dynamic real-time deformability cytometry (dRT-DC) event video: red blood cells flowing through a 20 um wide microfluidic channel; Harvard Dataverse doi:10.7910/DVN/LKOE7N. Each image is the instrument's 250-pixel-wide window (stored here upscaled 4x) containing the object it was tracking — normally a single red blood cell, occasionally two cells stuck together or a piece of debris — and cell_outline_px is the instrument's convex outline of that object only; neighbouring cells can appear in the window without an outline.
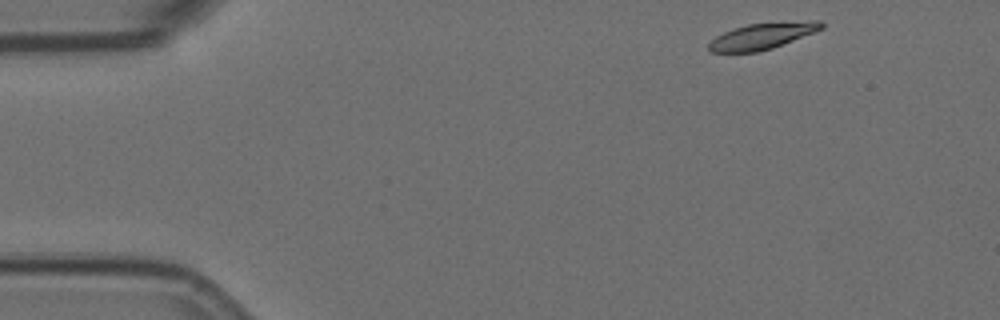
{"species": "Egyptian fruit bat (a non-hibernating species)", "species_latin": "Rousettus aegyptiacus", "temperature_condition": "room temperature", "stored_images_in_passage": 52, "camera_frame_rate_fps": 3000, "um_per_image_px": 0.085, "animal": {"sex": "female"}, "frame": {"image": 1, "passage_image": 1, "time_ms": 0.0, "image_size_px": [1000, 320], "cell_outline_px": [[824, 28], [772, 48], [756, 52], [712, 52], [708, 48], [708, 44], [716, 36], [732, 28], [748, 24], [812, 20], [820, 20], [824, 24]], "centroid_in_image_um": [64.79, 3.05], "position_along_channel_um": 20.2, "area_um2": 17.05}}
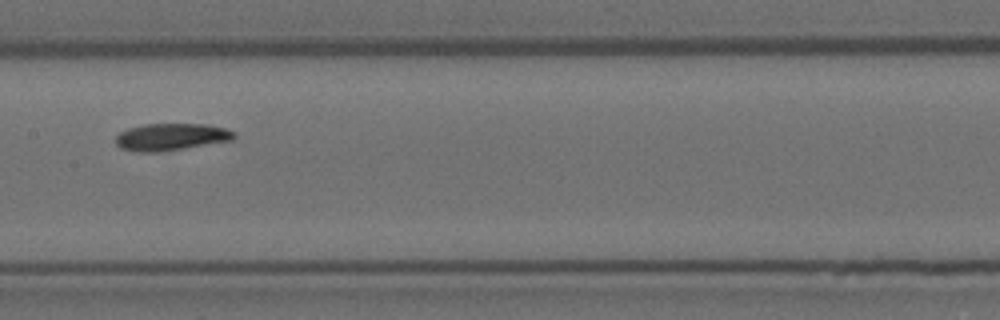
{"frame": {"image": 2, "passage_image": 23, "time_ms": 7.333, "image_size_px": [1000, 320], "cell_outline_px": [[236, 136], [232, 140], [160, 152], [140, 152], [120, 148], [116, 144], [116, 136], [120, 132], [128, 128], [144, 124], [204, 124], [224, 128], [236, 132]], "centroid_in_image_um": [14.53, 11.63], "position_along_channel_um": 192.9, "area_um2": 18.61}}
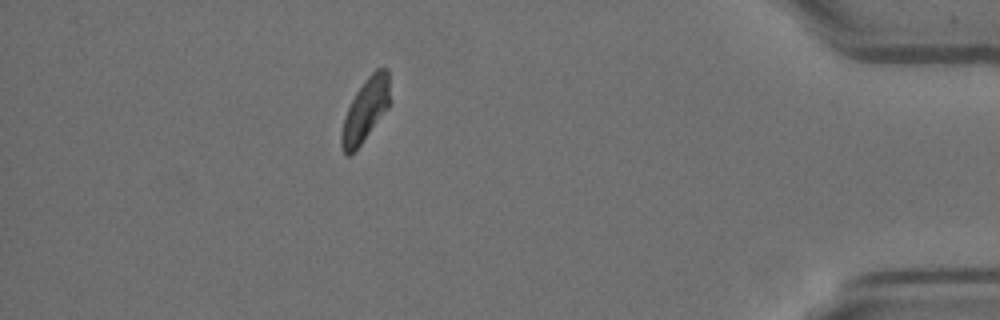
{"frame": {"image": 3, "passage_image": 45, "time_ms": 14.667, "image_size_px": [1000, 320], "cell_outline_px": [[388, 108], [360, 144], [348, 156], [344, 156], [340, 144], [340, 136], [344, 116], [356, 92], [364, 80], [376, 68], [388, 68]], "centroid_in_image_um": [31.02, 9.36], "position_along_channel_um": 404.2, "area_um2": 17.4}, "authors_computed_cell_mechanics": {"area_um2": 18.1492, "velocity_mm_per_s": 3.5411, "shape_relaxation_time_tau1_ms": 8.8888, "shape_relaxation_time_tau2_ms": null, "deformation_change_tau1": 0.1925, "deformation_change_tau2": null}}